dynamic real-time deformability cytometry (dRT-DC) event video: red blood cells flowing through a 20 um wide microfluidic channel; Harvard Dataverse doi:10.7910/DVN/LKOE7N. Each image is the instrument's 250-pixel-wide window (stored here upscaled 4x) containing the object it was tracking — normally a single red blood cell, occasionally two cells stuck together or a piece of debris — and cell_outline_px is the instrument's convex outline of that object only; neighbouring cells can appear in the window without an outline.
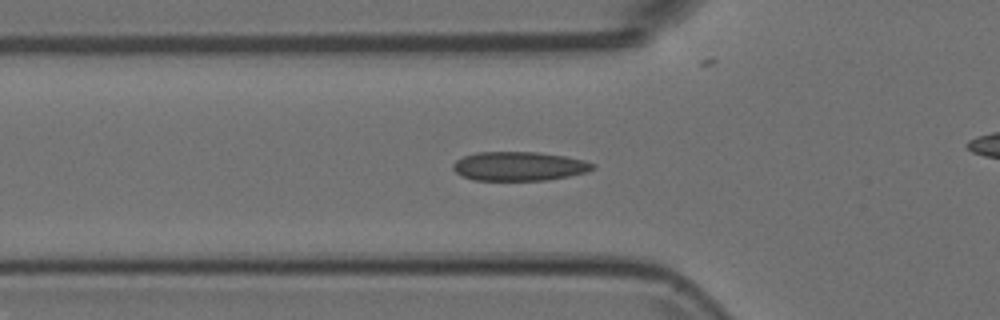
{"species": "Egyptian fruit bat (a non-hibernating species)", "species_latin": "Rousettus aegyptiacus", "temperature_condition": "room temperature", "stored_images_in_passage": 39, "camera_frame_rate_fps": 3000, "um_per_image_px": 0.085, "animal": {"sex": "female"}, "frame": {"image": 1, "passage_image": 13, "time_ms": 4.0, "image_size_px": [1000, 320], "cell_outline_px": [[596, 168], [584, 172], [568, 176], [548, 180], [472, 180], [460, 176], [452, 168], [452, 164], [456, 160], [464, 156], [476, 152], [536, 152], [564, 156], [584, 160], [596, 164]], "centroid_in_image_um": [44.09, 14.13], "position_along_channel_um": 81.7, "area_um2": 23.7}}
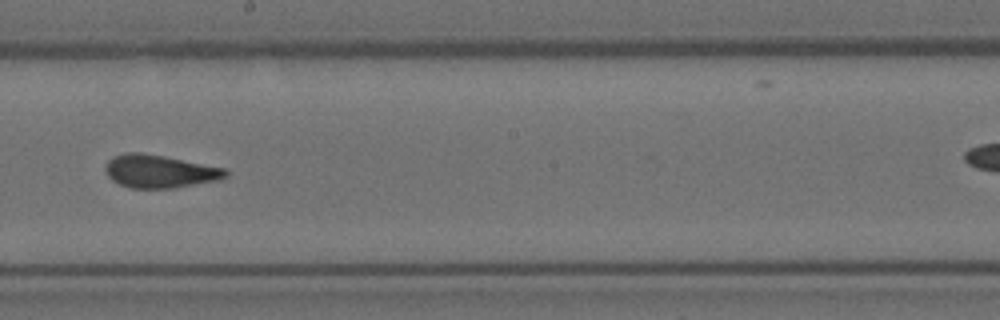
{"frame": {"image": 2, "passage_image": 25, "time_ms": 8.0, "image_size_px": [1000, 320], "cell_outline_px": [[228, 176], [220, 180], [172, 188], [132, 188], [120, 184], [112, 180], [108, 176], [104, 168], [108, 160], [116, 156], [128, 152], [140, 152], [164, 156], [228, 168]], "centroid_in_image_um": [13.62, 14.56], "position_along_channel_um": 234.6, "area_um2": 23.18}}
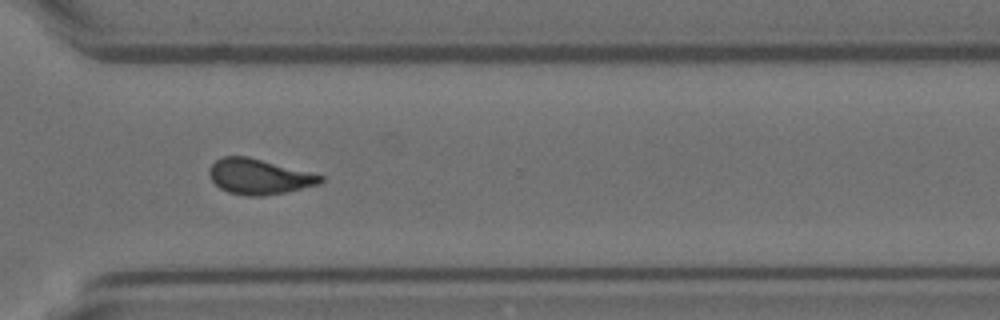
{"frame": {"image": 3, "passage_image": 34, "time_ms": 11.0, "image_size_px": [1000, 320], "cell_outline_px": [[324, 180], [320, 184], [284, 192], [264, 196], [248, 196], [228, 192], [220, 188], [208, 176], [208, 168], [216, 160], [224, 156], [248, 156], [324, 176]], "centroid_in_image_um": [21.99, 15.01], "position_along_channel_um": 348.6, "area_um2": 22.83}}